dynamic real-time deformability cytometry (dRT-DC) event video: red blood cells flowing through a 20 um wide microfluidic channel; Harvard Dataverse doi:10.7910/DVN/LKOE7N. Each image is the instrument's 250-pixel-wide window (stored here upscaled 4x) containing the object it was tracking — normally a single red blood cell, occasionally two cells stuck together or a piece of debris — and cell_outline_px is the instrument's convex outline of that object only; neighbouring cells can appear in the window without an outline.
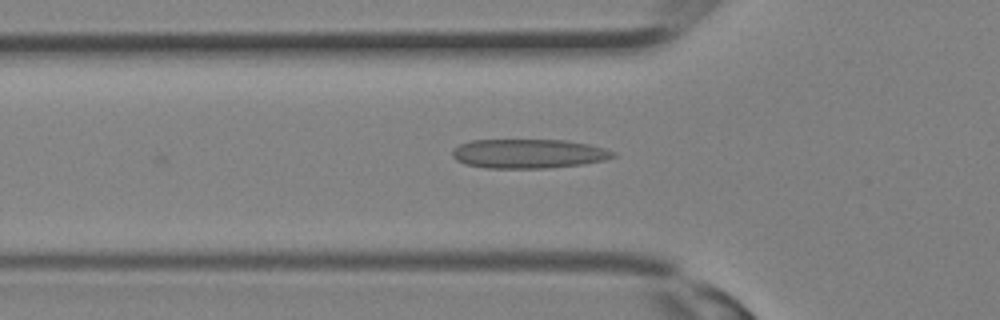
{"species": "Egyptian fruit bat (a non-hibernating species)", "species_latin": "Rousettus aegyptiacus", "temperature_condition": "room temperature", "stored_images_in_passage": 22, "camera_frame_rate_fps": 3000, "um_per_image_px": 0.085, "animal": {"sex": "female"}, "frame": {"image": 1, "passage_image": 2, "time_ms": 0.333, "image_size_px": [1000, 320], "cell_outline_px": [[616, 156], [604, 160], [584, 164], [548, 168], [484, 168], [464, 164], [456, 160], [452, 156], [452, 148], [460, 144], [472, 140], [568, 140], [588, 144], [604, 148], [616, 152]], "centroid_in_image_um": [44.91, 13.06], "position_along_channel_um": 80.9, "area_um2": 27.63}}
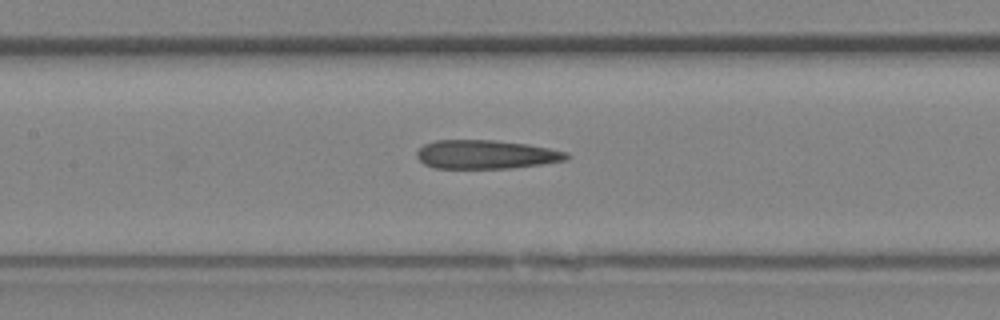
{"frame": {"image": 2, "passage_image": 6, "time_ms": 1.667, "image_size_px": [1000, 320], "cell_outline_px": [[568, 160], [512, 168], [432, 168], [424, 164], [416, 156], [416, 152], [424, 144], [436, 140], [496, 140], [528, 144], [568, 152]], "centroid_in_image_um": [41.29, 13.13], "position_along_channel_um": 166.1, "area_um2": 25.14}}
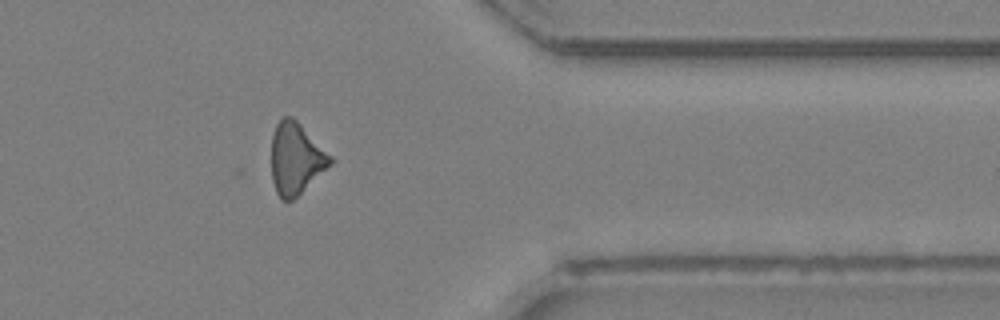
{"frame": {"image": 3, "passage_image": 17, "time_ms": 5.333, "image_size_px": [1000, 320], "cell_outline_px": [[336, 160], [332, 164], [292, 200], [280, 200], [276, 192], [272, 180], [272, 136], [276, 124], [284, 116], [292, 116]], "centroid_in_image_um": [25.15, 13.48], "position_along_channel_um": 386.2, "area_um2": 24.39}}